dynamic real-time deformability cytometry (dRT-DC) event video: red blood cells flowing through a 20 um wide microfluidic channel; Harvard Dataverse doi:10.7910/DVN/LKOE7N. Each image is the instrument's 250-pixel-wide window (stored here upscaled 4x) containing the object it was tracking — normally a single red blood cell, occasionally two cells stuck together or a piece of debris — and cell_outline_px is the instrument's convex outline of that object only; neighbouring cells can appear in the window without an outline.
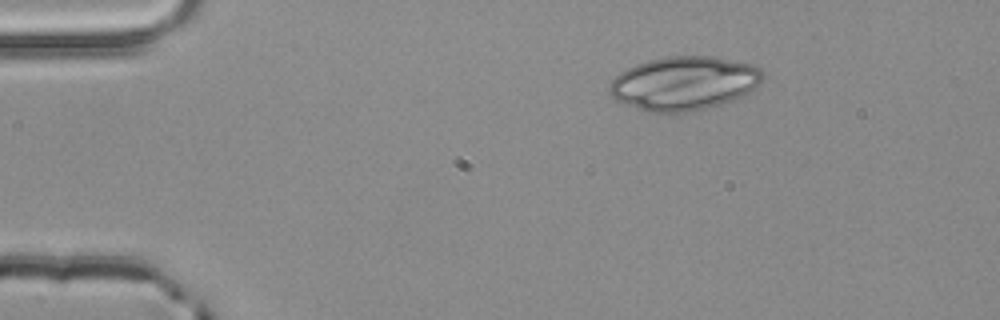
{"species": "common noctule bat (a hibernating species)", "species_latin": "Nyctalus noctula", "temperature_condition": "room temperature", "stored_images_in_passage": 2, "camera_frame_rate_fps": 3000, "um_per_image_px": 0.085, "animal": {"sex": "male", "body_mass_g": 20.4}, "frame": {"image": 1, "passage_image": 2, "time_ms": 0.333, "image_size_px": [1000, 320], "cell_outline_px": [[764, 76], [760, 84], [748, 96], [692, 112], [648, 112], [628, 104], [612, 96], [608, 92], [608, 84], [620, 72], [636, 64], [648, 60], [664, 56], [712, 56], [752, 64], [760, 68], [764, 72]], "centroid_in_image_um": [58.2, 7.07], "position_along_channel_um": 26.8, "area_um2": 48.38}}